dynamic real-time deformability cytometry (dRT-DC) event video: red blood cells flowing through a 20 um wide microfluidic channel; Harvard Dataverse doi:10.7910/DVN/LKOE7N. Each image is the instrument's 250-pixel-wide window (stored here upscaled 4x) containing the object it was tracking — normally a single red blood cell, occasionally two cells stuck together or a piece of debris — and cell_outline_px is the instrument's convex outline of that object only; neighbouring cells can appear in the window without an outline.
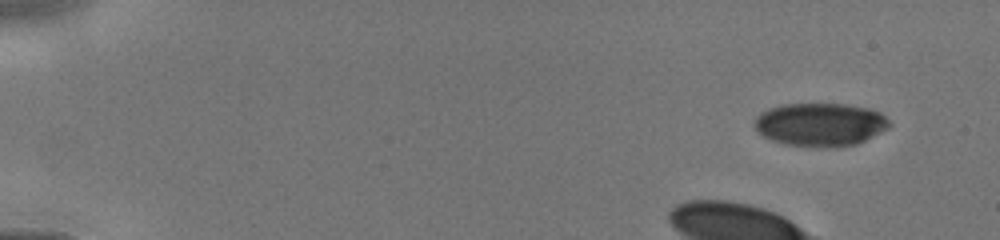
{"species": "human", "species_latin": "Homo sapiens", "temperature_condition": "cold", "stored_images_in_passage": 13, "camera_frame_rate_fps": 3000, "um_per_image_px": 0.085, "donor": {"sex": "male"}, "frame": {"image": 1, "passage_image": 1, "time_ms": 0.0, "image_size_px": [1000, 240], "cell_outline_px": [[892, 124], [888, 128], [856, 144], [836, 148], [784, 144], [772, 140], [764, 136], [752, 124], [756, 116], [760, 112], [768, 108], [784, 104], [848, 104], [868, 108], [880, 112]], "centroid_in_image_um": [69.71, 10.58], "position_along_channel_um": 15.3, "area_um2": 34.04}}